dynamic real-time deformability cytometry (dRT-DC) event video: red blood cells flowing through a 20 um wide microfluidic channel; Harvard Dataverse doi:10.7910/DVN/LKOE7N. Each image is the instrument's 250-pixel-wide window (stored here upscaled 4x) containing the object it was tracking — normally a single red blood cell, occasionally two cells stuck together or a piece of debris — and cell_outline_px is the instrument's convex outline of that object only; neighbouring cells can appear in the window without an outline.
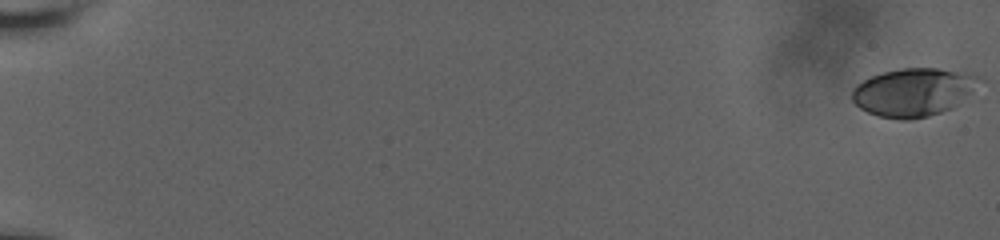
{"species": "human", "species_latin": "Homo sapiens", "temperature_condition": "room temperature", "stored_images_in_passage": 59, "camera_frame_rate_fps": 3000, "um_per_image_px": 0.085, "donor": {"sex": "male"}, "frame": {"image": 1, "passage_image": 1, "time_ms": 0.0, "image_size_px": [1000, 240], "cell_outline_px": [[976, 80], [968, 92], [952, 108], [928, 116], [908, 120], [900, 120], [880, 116], [868, 112], [860, 108], [852, 100], [852, 92], [856, 84], [872, 76], [884, 72], [904, 68], [936, 68], [976, 76]], "centroid_in_image_um": [77.5, 7.85], "position_along_channel_um": 7.5, "area_um2": 34.39}}
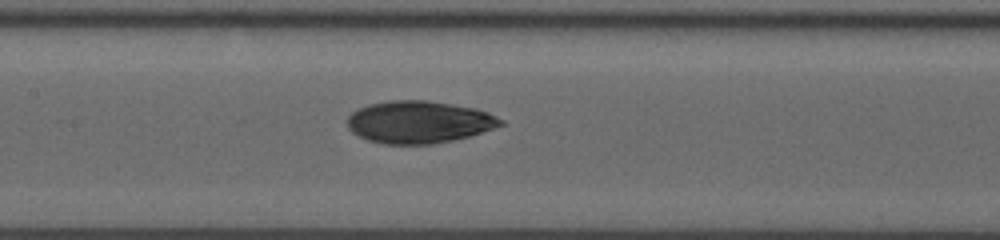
{"frame": {"image": 2, "passage_image": 32, "time_ms": 10.333, "image_size_px": [1000, 240], "cell_outline_px": [[504, 124], [468, 136], [452, 140], [428, 144], [384, 144], [368, 140], [352, 132], [348, 128], [348, 116], [352, 112], [368, 104], [388, 100], [424, 100], [472, 108], [488, 112], [504, 120]], "centroid_in_image_um": [35.57, 10.37], "position_along_channel_um": 171.8, "area_um2": 37.34}}
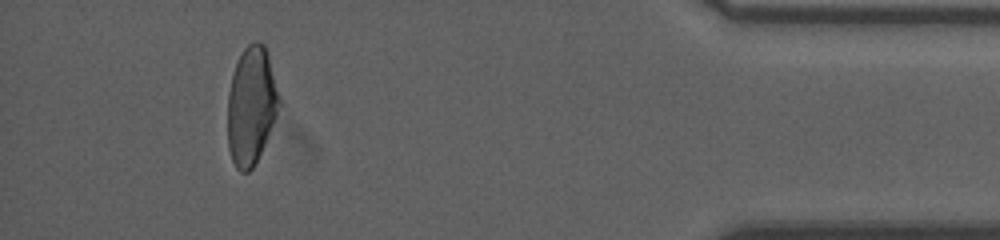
{"frame": {"image": 3, "passage_image": 55, "time_ms": 18.0, "image_size_px": [1000, 240], "cell_outline_px": [[284, 104], [252, 168], [248, 172], [240, 172], [236, 168], [232, 160], [228, 148], [228, 92], [232, 72], [244, 48], [252, 40], [260, 40], [264, 44], [268, 52]], "centroid_in_image_um": [21.41, 8.93], "position_along_channel_um": 413.8, "area_um2": 36.36}, "authors_computed_cell_mechanics": {"area_um2": 36.992, "velocity_mm_per_s": 3.7912, "shape_relaxation_time_tau1_ms": 5.6635, "shape_relaxation_time_tau2_ms": 2.801, "deformation_change_tau1": 0.1753, "deformation_change_tau2": 0.0794}}